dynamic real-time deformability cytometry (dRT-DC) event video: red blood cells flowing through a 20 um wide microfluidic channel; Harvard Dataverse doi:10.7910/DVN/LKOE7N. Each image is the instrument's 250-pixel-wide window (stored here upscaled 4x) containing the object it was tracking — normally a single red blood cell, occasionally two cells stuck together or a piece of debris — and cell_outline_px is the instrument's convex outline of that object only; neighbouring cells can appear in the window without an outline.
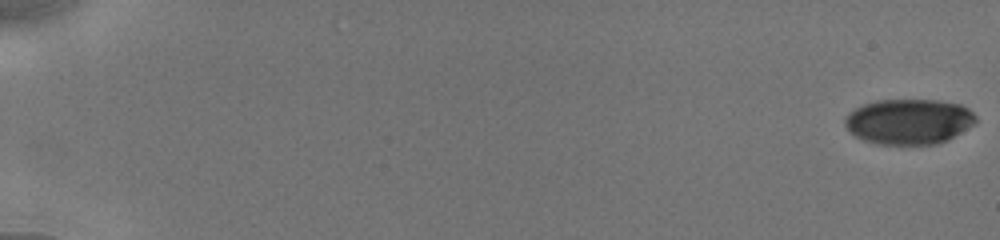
{"species": "human", "species_latin": "Homo sapiens", "temperature_condition": "cold", "stored_images_in_passage": 62, "camera_frame_rate_fps": 3000, "um_per_image_px": 0.085, "donor": {"sex": "male"}, "frame": {"image": 1, "passage_image": 1, "time_ms": 0.0, "image_size_px": [1000, 240], "cell_outline_px": [[976, 124], [948, 140], [936, 144], [876, 144], [864, 140], [856, 136], [844, 124], [844, 120], [848, 112], [864, 104], [876, 100], [940, 100], [960, 104], [968, 108], [976, 116]], "centroid_in_image_um": [77.28, 10.33], "position_along_channel_um": 7.7, "area_um2": 34.74}}
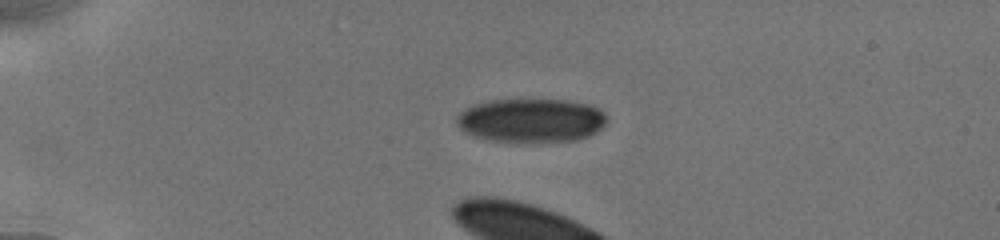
{"frame": {"image": 2, "passage_image": 20, "time_ms": 4.667, "image_size_px": [1000, 240], "cell_outline_px": [[608, 120], [596, 132], [588, 136], [576, 140], [488, 140], [464, 132], [456, 124], [456, 116], [464, 108], [472, 104], [492, 100], [564, 100], [588, 104], [600, 108], [604, 112]], "centroid_in_image_um": [45.13, 10.2], "position_along_channel_um": 39.9, "area_um2": 37.86}}